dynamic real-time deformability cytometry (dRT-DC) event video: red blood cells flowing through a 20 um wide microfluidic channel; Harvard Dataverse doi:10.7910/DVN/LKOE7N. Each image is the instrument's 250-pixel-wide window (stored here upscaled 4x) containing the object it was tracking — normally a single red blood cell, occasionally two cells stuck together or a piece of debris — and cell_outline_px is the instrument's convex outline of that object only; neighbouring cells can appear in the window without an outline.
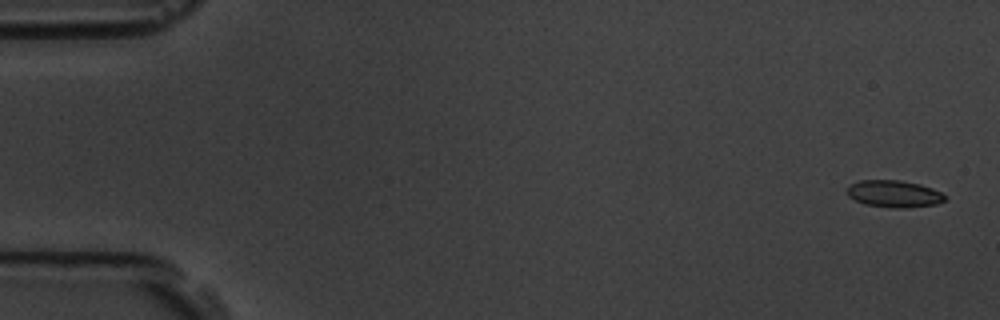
{"species": "common noctule bat (a hibernating species)", "species_latin": "Nyctalus noctula", "temperature_condition": "room temperature", "stored_images_in_passage": 6, "camera_frame_rate_fps": 3000, "um_per_image_px": 0.085, "animal": {"sex": "male", "body_mass_g": 19.5, "forearm_length_mm": 54.6}, "frame": {"image": 1, "passage_image": 1, "time_ms": 0.0, "image_size_px": [1000, 320], "cell_outline_px": [[948, 196], [944, 200], [936, 204], [904, 208], [892, 208], [864, 204], [848, 196], [848, 188], [852, 184], [860, 180], [900, 180], [920, 184], [932, 188]], "centroid_in_image_um": [76.02, 16.47], "position_along_channel_um": 9.0, "area_um2": 15.32}}
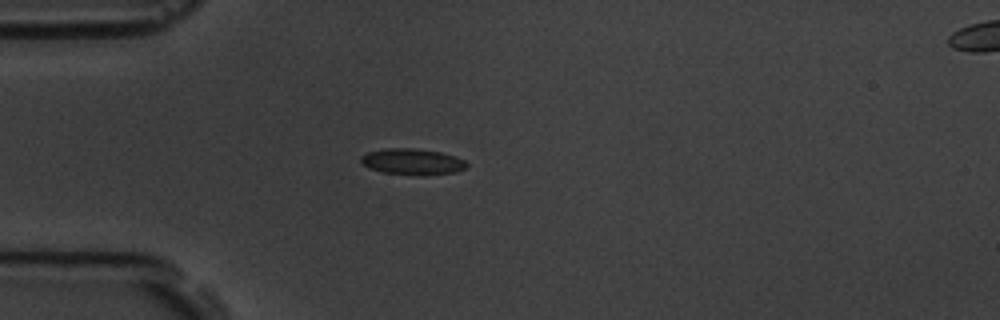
{"frame": {"image": 2, "passage_image": 5, "time_ms": 4.667, "image_size_px": [1000, 320], "cell_outline_px": [[468, 164], [464, 168], [456, 172], [424, 176], [384, 172], [368, 168], [360, 164], [360, 156], [368, 152], [384, 148], [416, 148], [440, 152], [456, 156], [464, 160]], "centroid_in_image_um": [35.03, 13.74], "position_along_channel_um": 50.0, "area_um2": 16.3}}